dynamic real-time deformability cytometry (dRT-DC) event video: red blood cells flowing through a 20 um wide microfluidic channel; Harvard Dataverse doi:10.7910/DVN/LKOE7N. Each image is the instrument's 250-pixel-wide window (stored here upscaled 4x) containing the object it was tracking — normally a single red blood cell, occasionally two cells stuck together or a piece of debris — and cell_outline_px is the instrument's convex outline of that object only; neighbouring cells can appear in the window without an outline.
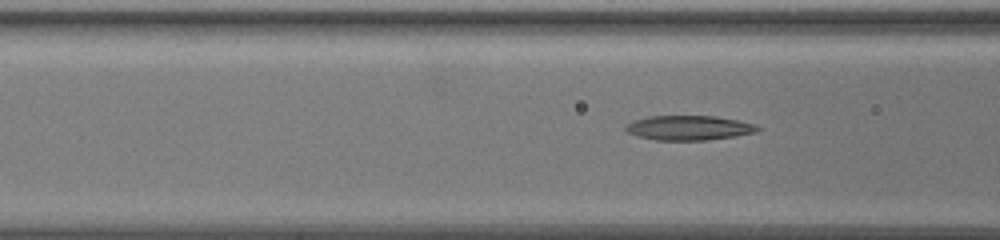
{"species": "common noctule bat (a hibernating species)", "species_latin": "Nyctalus noctula", "temperature_condition": "warm", "stored_images_in_passage": 35, "camera_frame_rate_fps": 3000, "um_per_image_px": 0.085, "animal": {"sex": "female", "body_mass_g": 19.5, "forearm_length_mm": 54.1}, "frame": {"image": 1, "passage_image": 7, "time_ms": 2.0, "image_size_px": [1000, 240], "cell_outline_px": [[760, 128], [756, 132], [736, 136], [708, 140], [656, 140], [636, 136], [628, 132], [624, 128], [628, 124], [636, 120], [648, 116], [716, 116], [756, 124]], "centroid_in_image_um": [58.57, 10.87], "position_along_channel_um": 108.0, "area_um2": 18.84}}
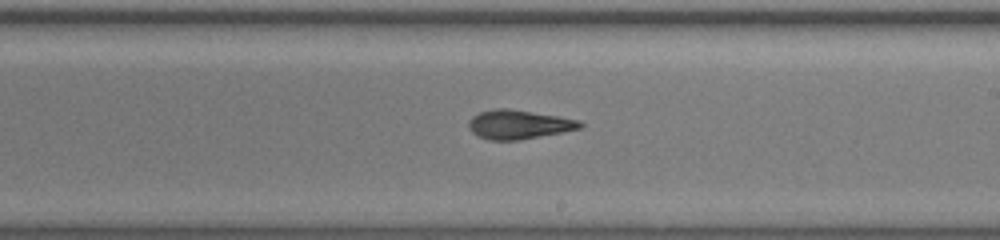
{"frame": {"image": 2, "passage_image": 19, "time_ms": 6.0, "image_size_px": [1000, 240], "cell_outline_px": [[584, 124], [580, 128], [520, 140], [488, 140], [472, 132], [468, 128], [468, 120], [472, 116], [480, 112], [492, 108], [508, 108], [580, 120]], "centroid_in_image_um": [44.04, 10.57], "position_along_channel_um": 245.0, "area_um2": 18.73}}
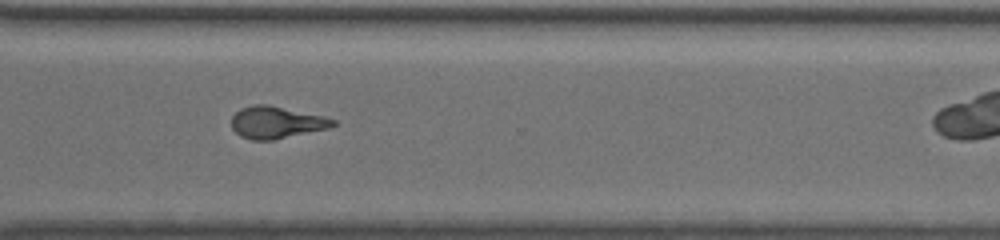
{"frame": {"image": 3, "passage_image": 28, "time_ms": 9.0, "image_size_px": [1000, 240], "cell_outline_px": [[336, 124], [328, 128], [276, 140], [252, 140], [240, 136], [232, 128], [232, 116], [240, 108], [252, 104], [268, 104], [324, 116], [336, 120]], "centroid_in_image_um": [23.48, 10.4], "position_along_channel_um": 347.1, "area_um2": 19.07}}